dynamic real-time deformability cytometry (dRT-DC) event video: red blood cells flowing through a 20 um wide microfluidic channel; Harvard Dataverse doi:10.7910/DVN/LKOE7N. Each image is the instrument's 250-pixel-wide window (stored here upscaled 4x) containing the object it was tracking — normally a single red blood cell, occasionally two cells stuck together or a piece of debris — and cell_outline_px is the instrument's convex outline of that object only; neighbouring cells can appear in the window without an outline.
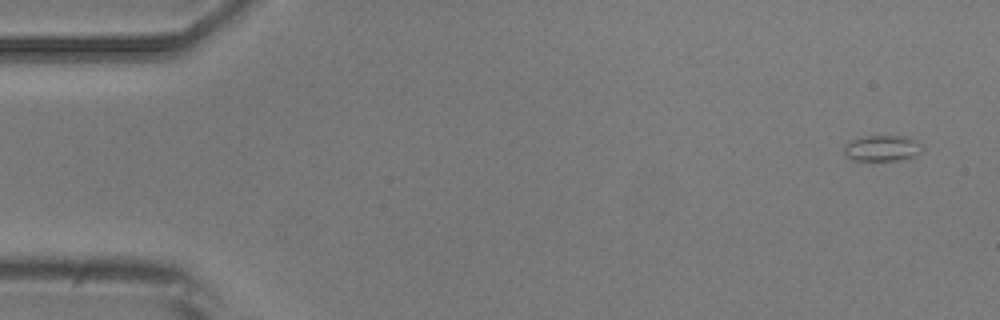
{"species": "common noctule bat (a hibernating species)", "species_latin": "Nyctalus noctula", "temperature_condition": "room temperature", "stored_images_in_passage": 4, "camera_frame_rate_fps": 3000, "um_per_image_px": 0.085, "animal": {"sex": "male", "body_mass_g": 20.5, "forearm_length_mm": 52.5}, "frame": {"image": 1, "passage_image": 1, "time_ms": 0.0, "image_size_px": [1000, 320], "cell_outline_px": [[924, 148], [916, 156], [900, 160], [852, 160], [844, 152], [844, 144], [852, 140], [868, 136], [904, 136], [912, 140]], "centroid_in_image_um": [74.97, 12.61], "position_along_channel_um": 10.0, "area_um2": 11.56}}